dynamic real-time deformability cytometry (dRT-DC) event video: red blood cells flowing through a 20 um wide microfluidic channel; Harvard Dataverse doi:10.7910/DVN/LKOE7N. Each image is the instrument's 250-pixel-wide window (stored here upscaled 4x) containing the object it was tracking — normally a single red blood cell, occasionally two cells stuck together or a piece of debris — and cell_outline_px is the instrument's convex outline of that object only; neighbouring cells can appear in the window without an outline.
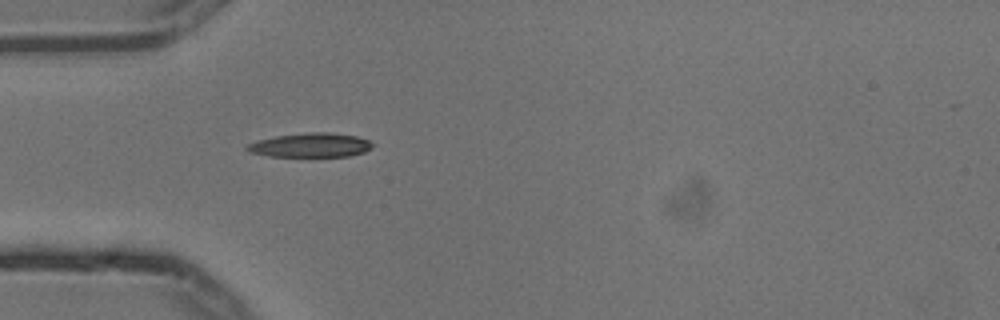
{"species": "common noctule bat (a hibernating species)", "species_latin": "Nyctalus noctula", "temperature_condition": "cold", "stored_images_in_passage": 6, "camera_frame_rate_fps": 3000, "um_per_image_px": 0.085, "animal": {"sex": "male", "body_mass_g": 13.3}, "frame": {"image": 1, "passage_image": 6, "time_ms": 1.667, "image_size_px": [1000, 320], "cell_outline_px": [[376, 144], [372, 148], [364, 152], [348, 156], [268, 156], [248, 152], [244, 148], [248, 144], [256, 140], [276, 136], [308, 132], [328, 132], [356, 136], [368, 140]], "centroid_in_image_um": [26.39, 12.33], "position_along_channel_um": 58.6, "area_um2": 17.74}}